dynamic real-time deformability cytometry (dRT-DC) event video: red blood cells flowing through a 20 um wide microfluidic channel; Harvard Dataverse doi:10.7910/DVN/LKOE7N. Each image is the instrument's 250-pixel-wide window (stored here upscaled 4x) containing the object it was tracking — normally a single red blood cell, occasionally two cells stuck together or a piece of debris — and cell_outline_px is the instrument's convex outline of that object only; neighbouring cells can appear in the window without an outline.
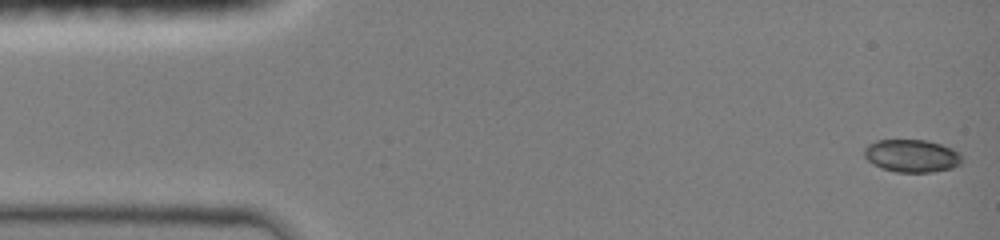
{"species": "common noctule bat (a hibernating species)", "species_latin": "Nyctalus noctula", "temperature_condition": "room temperature", "stored_images_in_passage": 16, "camera_frame_rate_fps": 3000, "um_per_image_px": 0.085, "animal": {"sex": "female", "body_mass_g": 19.0, "forearm_length_mm": 51.5}, "frame": {"image": 1, "passage_image": 1, "time_ms": 0.0, "image_size_px": [1000, 240], "cell_outline_px": [[960, 164], [952, 168], [928, 172], [896, 172], [884, 168], [868, 160], [864, 156], [864, 148], [868, 144], [876, 140], [928, 140], [952, 148], [960, 156]], "centroid_in_image_um": [77.48, 13.23], "position_along_channel_um": 7.5, "area_um2": 18.32}}
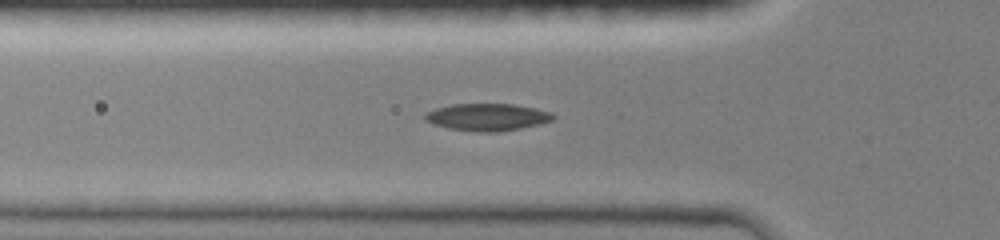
{"frame": {"image": 2, "passage_image": 10, "time_ms": 4.667, "image_size_px": [1000, 240], "cell_outline_px": [[556, 116], [552, 120], [540, 124], [520, 128], [496, 132], [476, 132], [448, 128], [436, 124], [428, 120], [424, 116], [428, 112], [436, 108], [452, 104], [512, 104], [536, 108], [552, 112]], "centroid_in_image_um": [41.48, 9.95], "position_along_channel_um": 84.3, "area_um2": 20.11}}
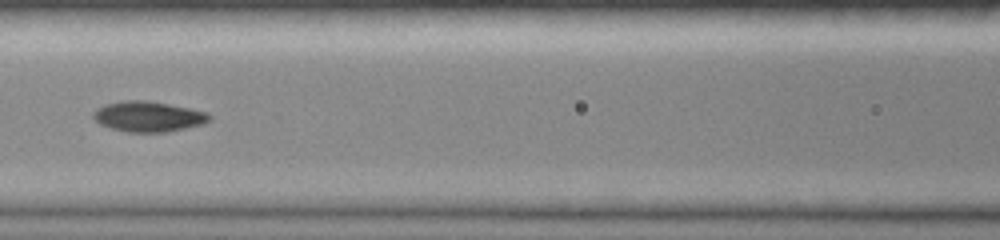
{"frame": {"image": 3, "passage_image": 14, "time_ms": 6.333, "image_size_px": [1000, 240], "cell_outline_px": [[212, 120], [204, 124], [164, 132], [128, 132], [112, 128], [100, 124], [92, 116], [104, 104], [120, 100], [144, 100], [168, 104], [208, 112], [212, 116]], "centroid_in_image_um": [12.65, 9.9], "position_along_channel_um": 154.0, "area_um2": 20.4}}